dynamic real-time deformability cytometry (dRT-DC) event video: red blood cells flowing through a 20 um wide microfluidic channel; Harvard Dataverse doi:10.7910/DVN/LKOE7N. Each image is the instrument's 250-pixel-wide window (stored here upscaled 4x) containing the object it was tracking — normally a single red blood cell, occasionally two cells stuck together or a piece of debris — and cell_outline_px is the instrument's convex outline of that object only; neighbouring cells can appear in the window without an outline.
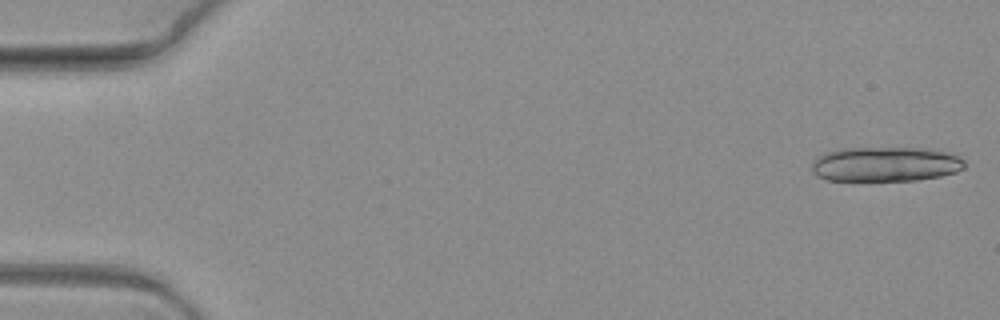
{"species": "common noctule bat (a hibernating species)", "species_latin": "Nyctalus noctula", "temperature_condition": "warm", "stored_images_in_passage": 6, "camera_frame_rate_fps": 3000, "um_per_image_px": 0.085, "animal": {"sex": "female", "body_mass_g": 19.3, "forearm_length_mm": 54.1}, "frame": {"image": 1, "passage_image": 1, "time_ms": 0.0, "image_size_px": [1000, 320], "cell_outline_px": [[964, 168], [956, 172], [940, 176], [916, 180], [828, 180], [816, 176], [812, 172], [812, 160], [816, 156], [840, 148], [924, 148], [944, 152], [960, 156], [964, 160]], "centroid_in_image_um": [75.23, 13.95], "position_along_channel_um": 9.8, "area_um2": 30.92}}